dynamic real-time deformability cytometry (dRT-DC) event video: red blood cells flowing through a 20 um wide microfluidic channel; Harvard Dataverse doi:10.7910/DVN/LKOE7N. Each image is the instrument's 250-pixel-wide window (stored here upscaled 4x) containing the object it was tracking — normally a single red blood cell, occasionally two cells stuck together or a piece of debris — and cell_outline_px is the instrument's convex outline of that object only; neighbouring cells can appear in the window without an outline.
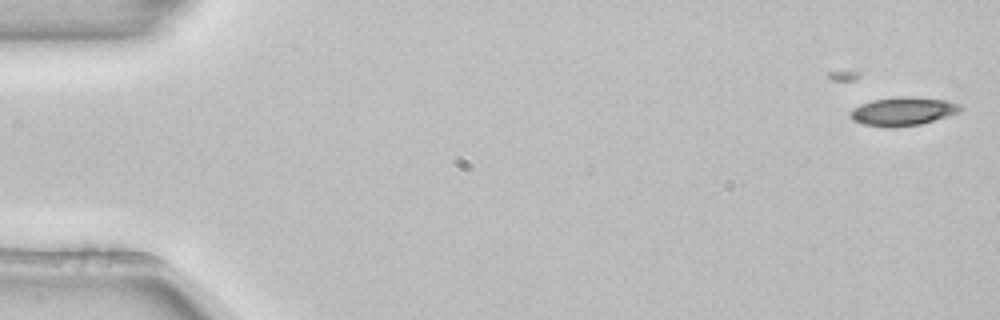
{"species": "common noctule bat (a hibernating species)", "species_latin": "Nyctalus noctula", "temperature_condition": "room temperature", "stored_images_in_passage": 7, "camera_frame_rate_fps": 3000, "um_per_image_px": 0.085, "animal": {"sex": "female", "body_mass_g": 22.7, "forearm_length_mm": 54.2}, "frame": {"image": 1, "passage_image": 2, "time_ms": 0.333, "image_size_px": [1000, 320], "cell_outline_px": [[964, 108], [960, 112], [948, 116], [920, 124], [864, 124], [852, 120], [848, 116], [848, 112], [852, 108], [860, 104], [872, 100], [900, 96], [908, 96], [948, 100], [960, 104]], "centroid_in_image_um": [76.78, 9.4], "position_along_channel_um": 8.2, "area_um2": 17.74}}
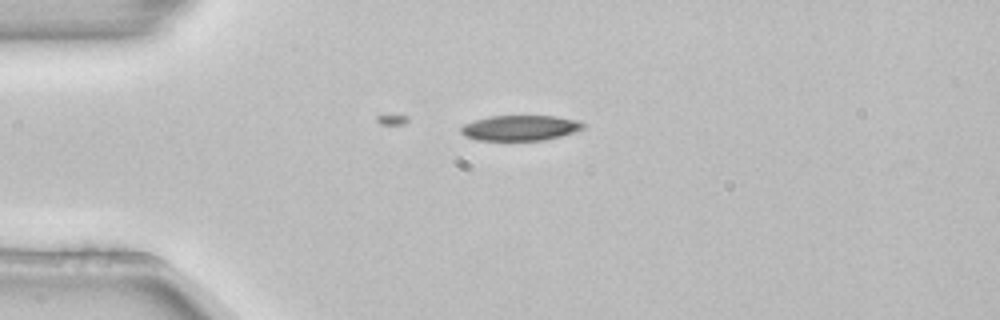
{"frame": {"image": 2, "passage_image": 4, "time_ms": 1.0, "image_size_px": [1000, 320], "cell_outline_px": [[584, 128], [576, 132], [544, 140], [476, 140], [464, 136], [460, 132], [460, 128], [464, 124], [476, 120], [492, 116], [556, 116], [576, 120], [584, 124]], "centroid_in_image_um": [44.21, 10.88], "position_along_channel_um": 40.8, "area_um2": 17.98}}